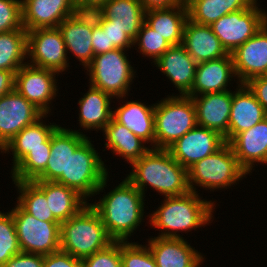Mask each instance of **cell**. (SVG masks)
Instances as JSON below:
<instances>
[{
	"instance_id": "cell-1",
	"label": "cell",
	"mask_w": 267,
	"mask_h": 267,
	"mask_svg": "<svg viewBox=\"0 0 267 267\" xmlns=\"http://www.w3.org/2000/svg\"><path fill=\"white\" fill-rule=\"evenodd\" d=\"M103 198L89 203L114 241H128L144 222L145 197L126 177Z\"/></svg>"
},
{
	"instance_id": "cell-2",
	"label": "cell",
	"mask_w": 267,
	"mask_h": 267,
	"mask_svg": "<svg viewBox=\"0 0 267 267\" xmlns=\"http://www.w3.org/2000/svg\"><path fill=\"white\" fill-rule=\"evenodd\" d=\"M200 193L190 191L181 196L165 197L163 203L147 215L150 226L159 229L157 237L182 238L179 234L210 225L216 201L202 199Z\"/></svg>"
},
{
	"instance_id": "cell-3",
	"label": "cell",
	"mask_w": 267,
	"mask_h": 267,
	"mask_svg": "<svg viewBox=\"0 0 267 267\" xmlns=\"http://www.w3.org/2000/svg\"><path fill=\"white\" fill-rule=\"evenodd\" d=\"M131 167L126 178L144 196L147 185L163 198L181 196L191 191L188 169L175 160L167 149L151 148Z\"/></svg>"
},
{
	"instance_id": "cell-4",
	"label": "cell",
	"mask_w": 267,
	"mask_h": 267,
	"mask_svg": "<svg viewBox=\"0 0 267 267\" xmlns=\"http://www.w3.org/2000/svg\"><path fill=\"white\" fill-rule=\"evenodd\" d=\"M113 241L99 214L89 203L60 224V250L80 260L106 248Z\"/></svg>"
},
{
	"instance_id": "cell-5",
	"label": "cell",
	"mask_w": 267,
	"mask_h": 267,
	"mask_svg": "<svg viewBox=\"0 0 267 267\" xmlns=\"http://www.w3.org/2000/svg\"><path fill=\"white\" fill-rule=\"evenodd\" d=\"M88 137L68 157L67 176H60L55 182L76 190L87 201L91 196L105 191L109 181L107 166ZM88 198V199H87Z\"/></svg>"
},
{
	"instance_id": "cell-6",
	"label": "cell",
	"mask_w": 267,
	"mask_h": 267,
	"mask_svg": "<svg viewBox=\"0 0 267 267\" xmlns=\"http://www.w3.org/2000/svg\"><path fill=\"white\" fill-rule=\"evenodd\" d=\"M246 175L248 173L239 164L228 142L188 168L189 187L196 193V186L210 192L230 188L246 178Z\"/></svg>"
},
{
	"instance_id": "cell-7",
	"label": "cell",
	"mask_w": 267,
	"mask_h": 267,
	"mask_svg": "<svg viewBox=\"0 0 267 267\" xmlns=\"http://www.w3.org/2000/svg\"><path fill=\"white\" fill-rule=\"evenodd\" d=\"M155 148L167 149L197 125L196 110L189 96L172 94L155 103Z\"/></svg>"
},
{
	"instance_id": "cell-8",
	"label": "cell",
	"mask_w": 267,
	"mask_h": 267,
	"mask_svg": "<svg viewBox=\"0 0 267 267\" xmlns=\"http://www.w3.org/2000/svg\"><path fill=\"white\" fill-rule=\"evenodd\" d=\"M126 52L124 49H114L95 55L85 69L89 76V85L108 93L114 99H125L136 77V70Z\"/></svg>"
},
{
	"instance_id": "cell-9",
	"label": "cell",
	"mask_w": 267,
	"mask_h": 267,
	"mask_svg": "<svg viewBox=\"0 0 267 267\" xmlns=\"http://www.w3.org/2000/svg\"><path fill=\"white\" fill-rule=\"evenodd\" d=\"M22 252L49 255L60 250V222L42 221L18 203L11 210Z\"/></svg>"
},
{
	"instance_id": "cell-10",
	"label": "cell",
	"mask_w": 267,
	"mask_h": 267,
	"mask_svg": "<svg viewBox=\"0 0 267 267\" xmlns=\"http://www.w3.org/2000/svg\"><path fill=\"white\" fill-rule=\"evenodd\" d=\"M259 5L256 1L249 8L224 15L210 25L229 54L253 37L267 22V12L258 8Z\"/></svg>"
},
{
	"instance_id": "cell-11",
	"label": "cell",
	"mask_w": 267,
	"mask_h": 267,
	"mask_svg": "<svg viewBox=\"0 0 267 267\" xmlns=\"http://www.w3.org/2000/svg\"><path fill=\"white\" fill-rule=\"evenodd\" d=\"M68 58L58 27L27 31V64L63 74L70 67Z\"/></svg>"
},
{
	"instance_id": "cell-12",
	"label": "cell",
	"mask_w": 267,
	"mask_h": 267,
	"mask_svg": "<svg viewBox=\"0 0 267 267\" xmlns=\"http://www.w3.org/2000/svg\"><path fill=\"white\" fill-rule=\"evenodd\" d=\"M59 75L50 69L25 64L15 74V90L49 115L52 102L59 92L56 82V76Z\"/></svg>"
},
{
	"instance_id": "cell-13",
	"label": "cell",
	"mask_w": 267,
	"mask_h": 267,
	"mask_svg": "<svg viewBox=\"0 0 267 267\" xmlns=\"http://www.w3.org/2000/svg\"><path fill=\"white\" fill-rule=\"evenodd\" d=\"M44 113L16 90L0 97V151L24 127L33 124Z\"/></svg>"
},
{
	"instance_id": "cell-14",
	"label": "cell",
	"mask_w": 267,
	"mask_h": 267,
	"mask_svg": "<svg viewBox=\"0 0 267 267\" xmlns=\"http://www.w3.org/2000/svg\"><path fill=\"white\" fill-rule=\"evenodd\" d=\"M225 143V138L217 131L196 125L167 150L175 160L188 169L197 161L219 150Z\"/></svg>"
},
{
	"instance_id": "cell-15",
	"label": "cell",
	"mask_w": 267,
	"mask_h": 267,
	"mask_svg": "<svg viewBox=\"0 0 267 267\" xmlns=\"http://www.w3.org/2000/svg\"><path fill=\"white\" fill-rule=\"evenodd\" d=\"M96 24V12H76L58 26L65 42L67 55L71 52L84 69L91 64L95 56L91 38Z\"/></svg>"
},
{
	"instance_id": "cell-16",
	"label": "cell",
	"mask_w": 267,
	"mask_h": 267,
	"mask_svg": "<svg viewBox=\"0 0 267 267\" xmlns=\"http://www.w3.org/2000/svg\"><path fill=\"white\" fill-rule=\"evenodd\" d=\"M231 54L237 84L262 76L267 69V22Z\"/></svg>"
},
{
	"instance_id": "cell-17",
	"label": "cell",
	"mask_w": 267,
	"mask_h": 267,
	"mask_svg": "<svg viewBox=\"0 0 267 267\" xmlns=\"http://www.w3.org/2000/svg\"><path fill=\"white\" fill-rule=\"evenodd\" d=\"M232 90L205 93L192 98L197 125L220 133L229 142V117L232 103Z\"/></svg>"
},
{
	"instance_id": "cell-18",
	"label": "cell",
	"mask_w": 267,
	"mask_h": 267,
	"mask_svg": "<svg viewBox=\"0 0 267 267\" xmlns=\"http://www.w3.org/2000/svg\"><path fill=\"white\" fill-rule=\"evenodd\" d=\"M146 240L157 267H200L205 260V256L183 237L152 236Z\"/></svg>"
},
{
	"instance_id": "cell-19",
	"label": "cell",
	"mask_w": 267,
	"mask_h": 267,
	"mask_svg": "<svg viewBox=\"0 0 267 267\" xmlns=\"http://www.w3.org/2000/svg\"><path fill=\"white\" fill-rule=\"evenodd\" d=\"M59 126L51 135V150L45 170L35 179L56 181L67 176L68 157L88 138L82 131Z\"/></svg>"
},
{
	"instance_id": "cell-20",
	"label": "cell",
	"mask_w": 267,
	"mask_h": 267,
	"mask_svg": "<svg viewBox=\"0 0 267 267\" xmlns=\"http://www.w3.org/2000/svg\"><path fill=\"white\" fill-rule=\"evenodd\" d=\"M228 143L249 175L257 164H267V117L249 130L236 134Z\"/></svg>"
},
{
	"instance_id": "cell-21",
	"label": "cell",
	"mask_w": 267,
	"mask_h": 267,
	"mask_svg": "<svg viewBox=\"0 0 267 267\" xmlns=\"http://www.w3.org/2000/svg\"><path fill=\"white\" fill-rule=\"evenodd\" d=\"M22 23L27 30L58 27L77 11L71 0H21Z\"/></svg>"
},
{
	"instance_id": "cell-22",
	"label": "cell",
	"mask_w": 267,
	"mask_h": 267,
	"mask_svg": "<svg viewBox=\"0 0 267 267\" xmlns=\"http://www.w3.org/2000/svg\"><path fill=\"white\" fill-rule=\"evenodd\" d=\"M173 83L179 96H187L192 89L197 62L189 55L185 47L171 46L153 64Z\"/></svg>"
},
{
	"instance_id": "cell-23",
	"label": "cell",
	"mask_w": 267,
	"mask_h": 267,
	"mask_svg": "<svg viewBox=\"0 0 267 267\" xmlns=\"http://www.w3.org/2000/svg\"><path fill=\"white\" fill-rule=\"evenodd\" d=\"M233 79L235 81L237 78L234 72L232 54L197 63L194 83L187 96H199L205 93L229 90L228 85Z\"/></svg>"
},
{
	"instance_id": "cell-24",
	"label": "cell",
	"mask_w": 267,
	"mask_h": 267,
	"mask_svg": "<svg viewBox=\"0 0 267 267\" xmlns=\"http://www.w3.org/2000/svg\"><path fill=\"white\" fill-rule=\"evenodd\" d=\"M182 45L197 63L229 55L211 26L197 24L189 19L184 25Z\"/></svg>"
},
{
	"instance_id": "cell-25",
	"label": "cell",
	"mask_w": 267,
	"mask_h": 267,
	"mask_svg": "<svg viewBox=\"0 0 267 267\" xmlns=\"http://www.w3.org/2000/svg\"><path fill=\"white\" fill-rule=\"evenodd\" d=\"M238 85V86H237ZM232 95L229 117V141L267 117L263 106L245 84H237Z\"/></svg>"
},
{
	"instance_id": "cell-26",
	"label": "cell",
	"mask_w": 267,
	"mask_h": 267,
	"mask_svg": "<svg viewBox=\"0 0 267 267\" xmlns=\"http://www.w3.org/2000/svg\"><path fill=\"white\" fill-rule=\"evenodd\" d=\"M155 104L146 105L141 101H126L113 110L112 117L149 146L155 148Z\"/></svg>"
},
{
	"instance_id": "cell-27",
	"label": "cell",
	"mask_w": 267,
	"mask_h": 267,
	"mask_svg": "<svg viewBox=\"0 0 267 267\" xmlns=\"http://www.w3.org/2000/svg\"><path fill=\"white\" fill-rule=\"evenodd\" d=\"M113 97L104 91L89 85L87 93L78 100L79 105V125L83 131L104 130L111 121L113 108L111 102Z\"/></svg>"
},
{
	"instance_id": "cell-28",
	"label": "cell",
	"mask_w": 267,
	"mask_h": 267,
	"mask_svg": "<svg viewBox=\"0 0 267 267\" xmlns=\"http://www.w3.org/2000/svg\"><path fill=\"white\" fill-rule=\"evenodd\" d=\"M46 196L53 216L60 222L76 215L89 202L76 190L55 181H32Z\"/></svg>"
},
{
	"instance_id": "cell-29",
	"label": "cell",
	"mask_w": 267,
	"mask_h": 267,
	"mask_svg": "<svg viewBox=\"0 0 267 267\" xmlns=\"http://www.w3.org/2000/svg\"><path fill=\"white\" fill-rule=\"evenodd\" d=\"M102 132L106 140L105 149L126 159L130 166L152 148L113 117Z\"/></svg>"
},
{
	"instance_id": "cell-30",
	"label": "cell",
	"mask_w": 267,
	"mask_h": 267,
	"mask_svg": "<svg viewBox=\"0 0 267 267\" xmlns=\"http://www.w3.org/2000/svg\"><path fill=\"white\" fill-rule=\"evenodd\" d=\"M48 117L44 114L31 125L24 127L10 142L1 150V153L13 155L12 168L32 149L45 148V141L60 126L56 123H45L43 119ZM44 121V122H43Z\"/></svg>"
},
{
	"instance_id": "cell-31",
	"label": "cell",
	"mask_w": 267,
	"mask_h": 267,
	"mask_svg": "<svg viewBox=\"0 0 267 267\" xmlns=\"http://www.w3.org/2000/svg\"><path fill=\"white\" fill-rule=\"evenodd\" d=\"M103 18L110 19L133 40L145 22V10L140 0H107L97 11Z\"/></svg>"
},
{
	"instance_id": "cell-32",
	"label": "cell",
	"mask_w": 267,
	"mask_h": 267,
	"mask_svg": "<svg viewBox=\"0 0 267 267\" xmlns=\"http://www.w3.org/2000/svg\"><path fill=\"white\" fill-rule=\"evenodd\" d=\"M188 19L185 1L169 9L149 10L145 12V22L171 45L183 42V30Z\"/></svg>"
},
{
	"instance_id": "cell-33",
	"label": "cell",
	"mask_w": 267,
	"mask_h": 267,
	"mask_svg": "<svg viewBox=\"0 0 267 267\" xmlns=\"http://www.w3.org/2000/svg\"><path fill=\"white\" fill-rule=\"evenodd\" d=\"M188 19L201 25H212L220 17L247 9L258 0H184Z\"/></svg>"
},
{
	"instance_id": "cell-34",
	"label": "cell",
	"mask_w": 267,
	"mask_h": 267,
	"mask_svg": "<svg viewBox=\"0 0 267 267\" xmlns=\"http://www.w3.org/2000/svg\"><path fill=\"white\" fill-rule=\"evenodd\" d=\"M27 30L0 33V70L17 72L27 64Z\"/></svg>"
},
{
	"instance_id": "cell-35",
	"label": "cell",
	"mask_w": 267,
	"mask_h": 267,
	"mask_svg": "<svg viewBox=\"0 0 267 267\" xmlns=\"http://www.w3.org/2000/svg\"><path fill=\"white\" fill-rule=\"evenodd\" d=\"M18 190L17 203L42 221H58L50 210L45 194L32 181H12Z\"/></svg>"
},
{
	"instance_id": "cell-36",
	"label": "cell",
	"mask_w": 267,
	"mask_h": 267,
	"mask_svg": "<svg viewBox=\"0 0 267 267\" xmlns=\"http://www.w3.org/2000/svg\"><path fill=\"white\" fill-rule=\"evenodd\" d=\"M51 150V136L45 141V148L30 150L12 169L13 181H33L46 168Z\"/></svg>"
},
{
	"instance_id": "cell-37",
	"label": "cell",
	"mask_w": 267,
	"mask_h": 267,
	"mask_svg": "<svg viewBox=\"0 0 267 267\" xmlns=\"http://www.w3.org/2000/svg\"><path fill=\"white\" fill-rule=\"evenodd\" d=\"M134 47L139 49L137 51L143 57H149V60L151 58L153 59L152 63H155L171 45L163 36L159 35L151 26L144 22L134 40Z\"/></svg>"
},
{
	"instance_id": "cell-38",
	"label": "cell",
	"mask_w": 267,
	"mask_h": 267,
	"mask_svg": "<svg viewBox=\"0 0 267 267\" xmlns=\"http://www.w3.org/2000/svg\"><path fill=\"white\" fill-rule=\"evenodd\" d=\"M21 252L11 210L0 211V267Z\"/></svg>"
},
{
	"instance_id": "cell-39",
	"label": "cell",
	"mask_w": 267,
	"mask_h": 267,
	"mask_svg": "<svg viewBox=\"0 0 267 267\" xmlns=\"http://www.w3.org/2000/svg\"><path fill=\"white\" fill-rule=\"evenodd\" d=\"M122 267H157L147 244L121 241Z\"/></svg>"
},
{
	"instance_id": "cell-40",
	"label": "cell",
	"mask_w": 267,
	"mask_h": 267,
	"mask_svg": "<svg viewBox=\"0 0 267 267\" xmlns=\"http://www.w3.org/2000/svg\"><path fill=\"white\" fill-rule=\"evenodd\" d=\"M82 267H122L121 241H113L106 248L81 260Z\"/></svg>"
},
{
	"instance_id": "cell-41",
	"label": "cell",
	"mask_w": 267,
	"mask_h": 267,
	"mask_svg": "<svg viewBox=\"0 0 267 267\" xmlns=\"http://www.w3.org/2000/svg\"><path fill=\"white\" fill-rule=\"evenodd\" d=\"M25 29L22 23V1L0 0V33Z\"/></svg>"
},
{
	"instance_id": "cell-42",
	"label": "cell",
	"mask_w": 267,
	"mask_h": 267,
	"mask_svg": "<svg viewBox=\"0 0 267 267\" xmlns=\"http://www.w3.org/2000/svg\"><path fill=\"white\" fill-rule=\"evenodd\" d=\"M96 23L102 29H107L108 46H114L115 49L124 50L133 48L134 40L110 19L103 18L97 11Z\"/></svg>"
},
{
	"instance_id": "cell-43",
	"label": "cell",
	"mask_w": 267,
	"mask_h": 267,
	"mask_svg": "<svg viewBox=\"0 0 267 267\" xmlns=\"http://www.w3.org/2000/svg\"><path fill=\"white\" fill-rule=\"evenodd\" d=\"M43 267H82V261L59 250L44 256Z\"/></svg>"
},
{
	"instance_id": "cell-44",
	"label": "cell",
	"mask_w": 267,
	"mask_h": 267,
	"mask_svg": "<svg viewBox=\"0 0 267 267\" xmlns=\"http://www.w3.org/2000/svg\"><path fill=\"white\" fill-rule=\"evenodd\" d=\"M44 256L40 254L20 252L12 256L3 267H43Z\"/></svg>"
},
{
	"instance_id": "cell-45",
	"label": "cell",
	"mask_w": 267,
	"mask_h": 267,
	"mask_svg": "<svg viewBox=\"0 0 267 267\" xmlns=\"http://www.w3.org/2000/svg\"><path fill=\"white\" fill-rule=\"evenodd\" d=\"M249 90L254 94L257 101L263 106L267 114V80L262 76H256L244 83Z\"/></svg>"
},
{
	"instance_id": "cell-46",
	"label": "cell",
	"mask_w": 267,
	"mask_h": 267,
	"mask_svg": "<svg viewBox=\"0 0 267 267\" xmlns=\"http://www.w3.org/2000/svg\"><path fill=\"white\" fill-rule=\"evenodd\" d=\"M92 47L94 55L114 50V46H108L107 29H102L98 24L93 27Z\"/></svg>"
},
{
	"instance_id": "cell-47",
	"label": "cell",
	"mask_w": 267,
	"mask_h": 267,
	"mask_svg": "<svg viewBox=\"0 0 267 267\" xmlns=\"http://www.w3.org/2000/svg\"><path fill=\"white\" fill-rule=\"evenodd\" d=\"M145 11L169 9L179 4H182L184 0H140Z\"/></svg>"
},
{
	"instance_id": "cell-48",
	"label": "cell",
	"mask_w": 267,
	"mask_h": 267,
	"mask_svg": "<svg viewBox=\"0 0 267 267\" xmlns=\"http://www.w3.org/2000/svg\"><path fill=\"white\" fill-rule=\"evenodd\" d=\"M15 72L0 70V97L15 90Z\"/></svg>"
},
{
	"instance_id": "cell-49",
	"label": "cell",
	"mask_w": 267,
	"mask_h": 267,
	"mask_svg": "<svg viewBox=\"0 0 267 267\" xmlns=\"http://www.w3.org/2000/svg\"><path fill=\"white\" fill-rule=\"evenodd\" d=\"M77 12H96L107 0H71Z\"/></svg>"
},
{
	"instance_id": "cell-50",
	"label": "cell",
	"mask_w": 267,
	"mask_h": 267,
	"mask_svg": "<svg viewBox=\"0 0 267 267\" xmlns=\"http://www.w3.org/2000/svg\"><path fill=\"white\" fill-rule=\"evenodd\" d=\"M262 77H263L265 80H267V69H266V71L262 74Z\"/></svg>"
}]
</instances>
